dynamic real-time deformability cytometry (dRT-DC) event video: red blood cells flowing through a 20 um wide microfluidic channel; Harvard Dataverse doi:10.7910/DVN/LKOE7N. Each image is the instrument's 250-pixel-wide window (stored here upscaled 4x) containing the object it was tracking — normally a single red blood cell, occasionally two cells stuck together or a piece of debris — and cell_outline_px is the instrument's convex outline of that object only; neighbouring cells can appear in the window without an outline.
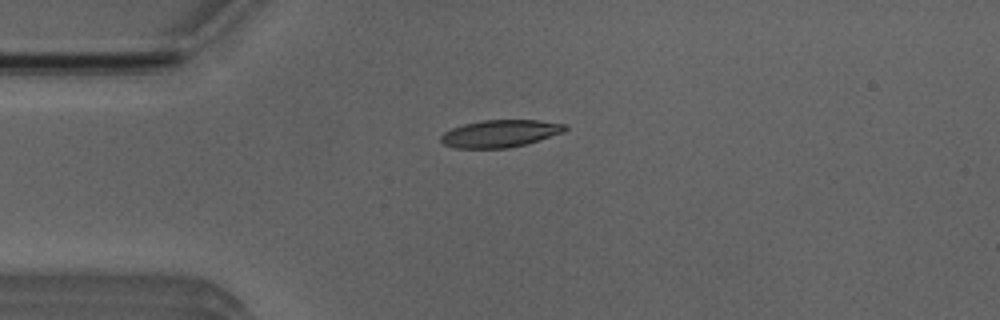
{"species": "Egyptian fruit bat (a non-hibernating species)", "species_latin": "Rousettus aegyptiacus", "temperature_condition": "room temperature", "stored_images_in_passage": 4, "camera_frame_rate_fps": 3000, "um_per_image_px": 0.085, "animal": {"sex": "male"}, "frame": {"image": 1, "passage_image": 1, "time_ms": 0.0, "image_size_px": [1000, 320], "cell_outline_px": [[568, 128], [564, 132], [524, 144], [508, 148], [456, 148], [444, 144], [440, 140], [440, 136], [444, 132], [452, 128], [464, 124], [480, 120], [540, 120], [568, 124]], "centroid_in_image_um": [42.52, 11.34], "position_along_channel_um": 42.5, "area_um2": 19.77}}